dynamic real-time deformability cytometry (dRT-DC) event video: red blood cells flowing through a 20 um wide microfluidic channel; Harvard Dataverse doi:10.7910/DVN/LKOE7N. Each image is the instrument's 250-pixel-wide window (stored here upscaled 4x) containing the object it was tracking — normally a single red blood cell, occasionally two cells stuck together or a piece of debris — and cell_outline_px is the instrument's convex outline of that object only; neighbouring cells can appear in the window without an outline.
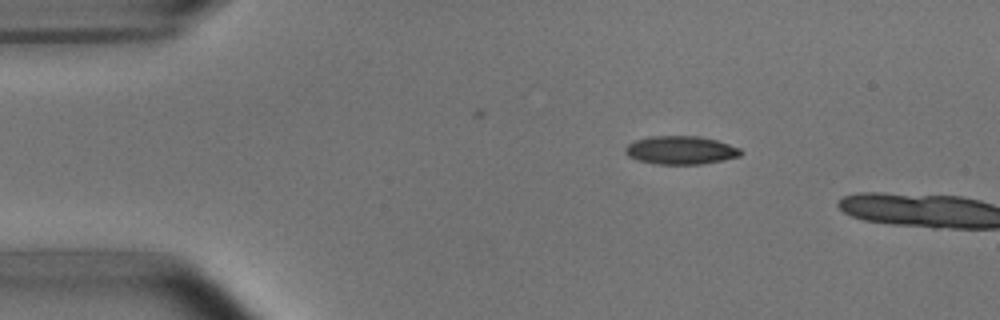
{"species": "common noctule bat (a hibernating species)", "species_latin": "Nyctalus noctula", "temperature_condition": "room temperature", "stored_images_in_passage": 2, "camera_frame_rate_fps": 3000, "um_per_image_px": 0.085, "animal": {"sex": "male", "body_mass_g": 15.6}, "frame": {"image": 1, "passage_image": 1, "time_ms": 0.0, "image_size_px": [1000, 320], "cell_outline_px": [[744, 152], [740, 156], [724, 160], [700, 164], [656, 164], [636, 160], [628, 156], [624, 152], [624, 148], [628, 144], [636, 140], [652, 136], [700, 136], [716, 140], [740, 148]], "centroid_in_image_um": [57.86, 12.77], "position_along_channel_um": 27.1, "area_um2": 19.13}}